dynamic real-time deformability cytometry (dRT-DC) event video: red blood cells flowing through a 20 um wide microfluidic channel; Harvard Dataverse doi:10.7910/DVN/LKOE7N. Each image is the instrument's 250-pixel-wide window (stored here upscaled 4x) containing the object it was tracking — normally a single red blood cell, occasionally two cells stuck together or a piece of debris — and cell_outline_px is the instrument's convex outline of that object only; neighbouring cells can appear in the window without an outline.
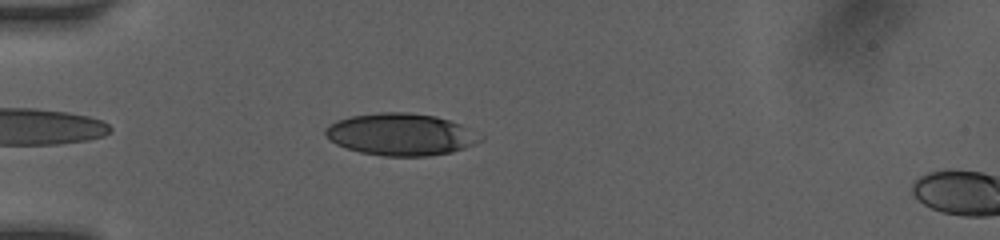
{"species": "human", "species_latin": "Homo sapiens", "temperature_condition": "room temperature", "stored_images_in_passage": 36, "camera_frame_rate_fps": 3000, "um_per_image_px": 0.085, "donor": {"sex": "female"}, "frame": {"image": 1, "passage_image": 4, "time_ms": 1.0, "image_size_px": [1000, 240], "cell_outline_px": [[484, 140], [464, 148], [452, 152], [428, 156], [384, 156], [360, 152], [336, 144], [324, 136], [324, 128], [336, 120], [352, 116], [380, 112], [408, 112], [436, 116], [460, 124], [484, 136]], "centroid_in_image_um": [34.07, 11.42], "position_along_channel_um": 50.9, "area_um2": 38.09}}
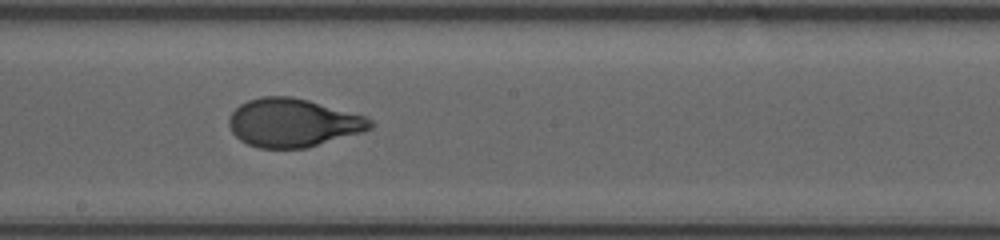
{"frame": {"image": 2, "passage_image": 18, "time_ms": 5.667, "image_size_px": [1000, 240], "cell_outline_px": [[376, 124], [372, 128], [364, 132], [304, 148], [260, 148], [248, 144], [240, 140], [232, 132], [228, 124], [228, 116], [240, 104], [248, 100], [260, 96], [292, 96], [308, 100], [364, 116], [372, 120]], "centroid_in_image_um": [24.89, 10.43], "position_along_channel_um": 223.3, "area_um2": 39.82}}
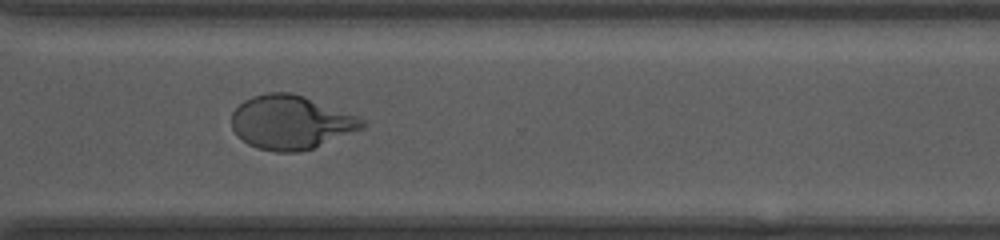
{"frame": {"image": 3, "passage_image": 27, "time_ms": 8.667, "image_size_px": [1000, 240], "cell_outline_px": [[368, 124], [364, 128], [312, 148], [296, 152], [276, 152], [256, 148], [248, 144], [236, 136], [232, 128], [232, 112], [244, 100], [252, 96], [268, 92], [292, 92], [304, 96], [356, 116], [364, 120]], "centroid_in_image_um": [24.69, 10.4], "position_along_channel_um": 345.9, "area_um2": 40.86}, "authors_computed_cell_mechanics": {"area_um2": 39.882, "velocity_mm_per_s": 4.1045, "shape_relaxation_time_tau1_ms": 3.8962, "shape_relaxation_time_tau2_ms": null, "deformation_change_tau1": 0.1918, "deformation_change_tau2": null}}